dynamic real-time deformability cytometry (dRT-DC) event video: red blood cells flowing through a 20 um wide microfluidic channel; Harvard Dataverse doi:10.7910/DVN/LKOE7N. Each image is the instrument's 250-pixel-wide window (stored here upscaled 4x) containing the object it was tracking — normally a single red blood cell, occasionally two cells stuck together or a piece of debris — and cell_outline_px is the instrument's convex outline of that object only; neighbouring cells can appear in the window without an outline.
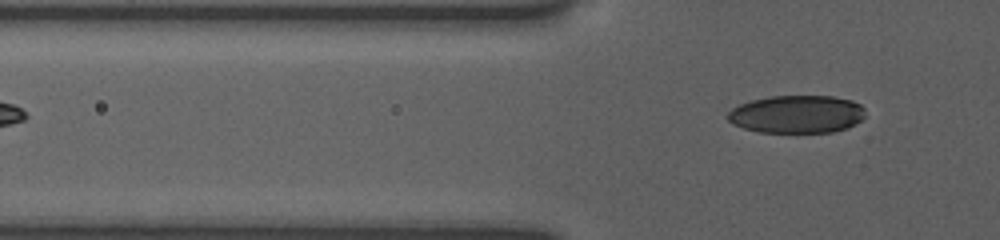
{"species": "human", "species_latin": "Homo sapiens", "temperature_condition": "room temperature", "stored_images_in_passage": 6, "segment_of_instrument_passage": [2, 2], "camera_frame_rate_fps": 3000, "um_per_image_px": 0.085, "donor": {"sex": "female"}, "frame": {"image": 1, "passage_image": 6, "time_ms": 5.333, "image_size_px": [1000, 240], "cell_outline_px": [[864, 116], [860, 120], [844, 128], [832, 132], [760, 132], [744, 128], [732, 124], [728, 120], [728, 112], [732, 108], [740, 104], [752, 100], [768, 96], [832, 96], [852, 100], [860, 104], [864, 108]], "centroid_in_image_um": [67.7, 9.7], "position_along_channel_um": 58.1, "area_um2": 30.17}}